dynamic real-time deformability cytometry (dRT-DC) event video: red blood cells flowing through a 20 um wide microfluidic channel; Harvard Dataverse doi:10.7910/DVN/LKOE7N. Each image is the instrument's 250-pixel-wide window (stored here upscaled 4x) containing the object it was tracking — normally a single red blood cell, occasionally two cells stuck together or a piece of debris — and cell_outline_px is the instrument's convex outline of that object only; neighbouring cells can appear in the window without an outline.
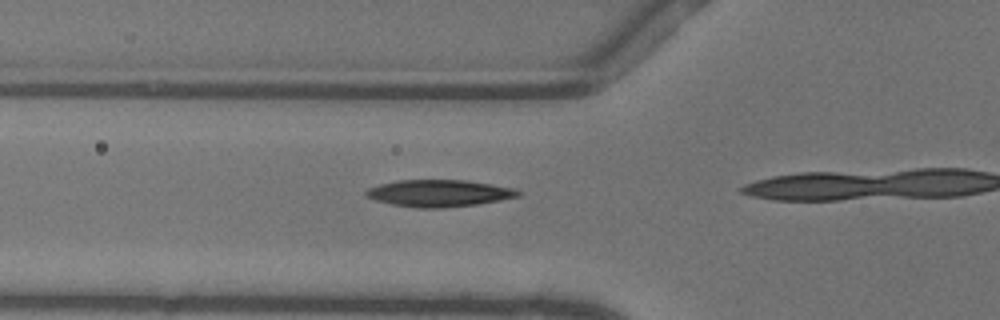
{"species": "common noctule bat (a hibernating species)", "species_latin": "Nyctalus noctula", "temperature_condition": "warm", "stored_images_in_passage": 6, "camera_frame_rate_fps": 3000, "um_per_image_px": 0.085, "animal": {"sex": "female"}, "frame": {"image": 1, "passage_image": 2, "time_ms": 0.333, "image_size_px": [1000, 320], "cell_outline_px": [[520, 196], [500, 200], [476, 204], [444, 208], [416, 208], [392, 204], [376, 200], [368, 196], [364, 192], [368, 188], [380, 184], [400, 180], [468, 180], [492, 184], [512, 188], [520, 192]], "centroid_in_image_um": [37.32, 16.42], "position_along_channel_um": 88.5, "area_um2": 23.7}}
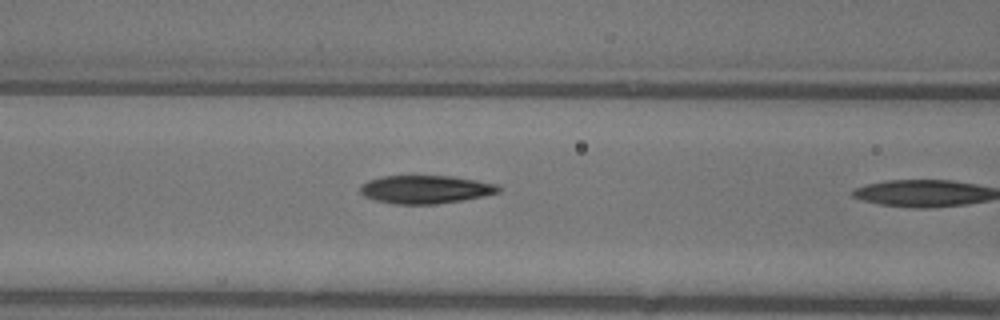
{"frame": {"image": 2, "passage_image": 5, "time_ms": 1.333, "image_size_px": [1000, 320], "cell_outline_px": [[500, 192], [484, 196], [464, 200], [436, 204], [392, 204], [376, 200], [364, 196], [360, 192], [360, 188], [368, 180], [380, 176], [456, 176], [496, 184], [500, 188]], "centroid_in_image_um": [36.18, 16.1], "position_along_channel_um": 130.4, "area_um2": 22.77}}